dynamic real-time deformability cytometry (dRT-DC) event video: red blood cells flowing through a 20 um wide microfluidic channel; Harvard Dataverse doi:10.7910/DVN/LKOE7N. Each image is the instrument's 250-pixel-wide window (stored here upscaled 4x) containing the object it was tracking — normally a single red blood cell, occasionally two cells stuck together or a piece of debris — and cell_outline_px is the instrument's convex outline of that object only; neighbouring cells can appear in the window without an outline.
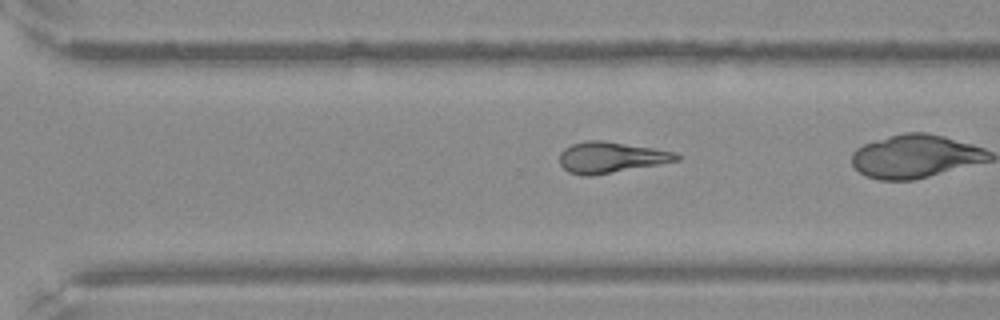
{"species": "Egyptian fruit bat (a non-hibernating species)", "species_latin": "Rousettus aegyptiacus", "temperature_condition": "warm", "stored_images_in_passage": 38, "camera_frame_rate_fps": 3000, "um_per_image_px": 0.085, "frame": {"image": 1, "passage_image": 33, "time_ms": 10.667, "image_size_px": [1000, 320], "cell_outline_px": [[680, 160], [592, 176], [584, 176], [568, 172], [560, 164], [560, 152], [564, 148], [572, 144], [584, 140], [604, 140], [676, 152], [680, 156]], "centroid_in_image_um": [51.9, 13.37], "position_along_channel_um": 318.7, "area_um2": 21.1}}